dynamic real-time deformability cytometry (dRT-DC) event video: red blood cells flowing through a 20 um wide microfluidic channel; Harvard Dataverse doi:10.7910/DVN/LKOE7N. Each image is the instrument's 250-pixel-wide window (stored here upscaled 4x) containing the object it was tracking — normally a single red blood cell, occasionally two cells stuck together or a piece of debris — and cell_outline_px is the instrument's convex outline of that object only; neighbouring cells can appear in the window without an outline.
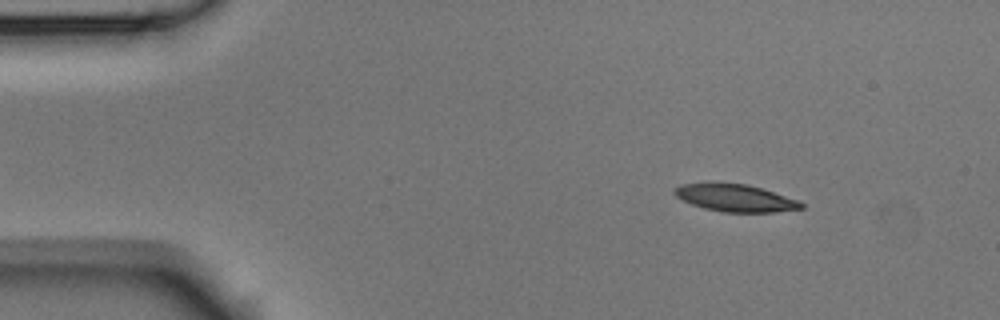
{"species": "Egyptian fruit bat (a non-hibernating species)", "species_latin": "Rousettus aegyptiacus", "temperature_condition": "room temperature", "stored_images_in_passage": 3, "camera_frame_rate_fps": 3000, "um_per_image_px": 0.085, "animal": {"sex": "male"}, "frame": {"image": 1, "passage_image": 1, "time_ms": 0.0, "image_size_px": [1000, 320], "cell_outline_px": [[804, 208], [776, 212], [724, 212], [704, 208], [692, 204], [676, 196], [672, 192], [680, 184], [712, 180], [748, 184], [800, 200], [804, 204]], "centroid_in_image_um": [62.48, 16.78], "position_along_channel_um": 22.5, "area_um2": 20.81}}